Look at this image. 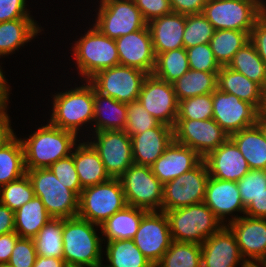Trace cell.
<instances>
[{"mask_svg": "<svg viewBox=\"0 0 266 267\" xmlns=\"http://www.w3.org/2000/svg\"><path fill=\"white\" fill-rule=\"evenodd\" d=\"M186 15L171 12L148 23L155 55L184 47Z\"/></svg>", "mask_w": 266, "mask_h": 267, "instance_id": "25", "label": "cell"}, {"mask_svg": "<svg viewBox=\"0 0 266 267\" xmlns=\"http://www.w3.org/2000/svg\"><path fill=\"white\" fill-rule=\"evenodd\" d=\"M127 121V104L97 93L94 89V132L124 130Z\"/></svg>", "mask_w": 266, "mask_h": 267, "instance_id": "30", "label": "cell"}, {"mask_svg": "<svg viewBox=\"0 0 266 267\" xmlns=\"http://www.w3.org/2000/svg\"><path fill=\"white\" fill-rule=\"evenodd\" d=\"M36 258L37 253L33 238L19 237L8 263L13 267H33Z\"/></svg>", "mask_w": 266, "mask_h": 267, "instance_id": "48", "label": "cell"}, {"mask_svg": "<svg viewBox=\"0 0 266 267\" xmlns=\"http://www.w3.org/2000/svg\"><path fill=\"white\" fill-rule=\"evenodd\" d=\"M259 113L266 115V87L263 89V103Z\"/></svg>", "mask_w": 266, "mask_h": 267, "instance_id": "60", "label": "cell"}, {"mask_svg": "<svg viewBox=\"0 0 266 267\" xmlns=\"http://www.w3.org/2000/svg\"><path fill=\"white\" fill-rule=\"evenodd\" d=\"M172 241L202 244L227 223L204 203L166 210Z\"/></svg>", "mask_w": 266, "mask_h": 267, "instance_id": "3", "label": "cell"}, {"mask_svg": "<svg viewBox=\"0 0 266 267\" xmlns=\"http://www.w3.org/2000/svg\"><path fill=\"white\" fill-rule=\"evenodd\" d=\"M158 264L161 267H201V245L172 241Z\"/></svg>", "mask_w": 266, "mask_h": 267, "instance_id": "40", "label": "cell"}, {"mask_svg": "<svg viewBox=\"0 0 266 267\" xmlns=\"http://www.w3.org/2000/svg\"><path fill=\"white\" fill-rule=\"evenodd\" d=\"M34 196V190L27 174L0 187V203L9 207L13 212L31 201Z\"/></svg>", "mask_w": 266, "mask_h": 267, "instance_id": "41", "label": "cell"}, {"mask_svg": "<svg viewBox=\"0 0 266 267\" xmlns=\"http://www.w3.org/2000/svg\"><path fill=\"white\" fill-rule=\"evenodd\" d=\"M189 69L187 52L183 47L158 54L152 74L172 84Z\"/></svg>", "mask_w": 266, "mask_h": 267, "instance_id": "38", "label": "cell"}, {"mask_svg": "<svg viewBox=\"0 0 266 267\" xmlns=\"http://www.w3.org/2000/svg\"><path fill=\"white\" fill-rule=\"evenodd\" d=\"M93 136L95 140L89 143L98 152L110 178H119L134 164L131 137L124 130L97 131Z\"/></svg>", "mask_w": 266, "mask_h": 267, "instance_id": "13", "label": "cell"}, {"mask_svg": "<svg viewBox=\"0 0 266 267\" xmlns=\"http://www.w3.org/2000/svg\"><path fill=\"white\" fill-rule=\"evenodd\" d=\"M255 125L261 130L264 138L266 139V115L258 113Z\"/></svg>", "mask_w": 266, "mask_h": 267, "instance_id": "58", "label": "cell"}, {"mask_svg": "<svg viewBox=\"0 0 266 267\" xmlns=\"http://www.w3.org/2000/svg\"><path fill=\"white\" fill-rule=\"evenodd\" d=\"M0 267H13L9 263H2L0 264Z\"/></svg>", "mask_w": 266, "mask_h": 267, "instance_id": "63", "label": "cell"}, {"mask_svg": "<svg viewBox=\"0 0 266 267\" xmlns=\"http://www.w3.org/2000/svg\"><path fill=\"white\" fill-rule=\"evenodd\" d=\"M127 205L119 178L85 187L79 197L78 217L97 225Z\"/></svg>", "mask_w": 266, "mask_h": 267, "instance_id": "8", "label": "cell"}, {"mask_svg": "<svg viewBox=\"0 0 266 267\" xmlns=\"http://www.w3.org/2000/svg\"><path fill=\"white\" fill-rule=\"evenodd\" d=\"M49 169L55 174L57 179L64 184V186L80 197L83 188L81 187L79 176L74 164V151L71 155L53 163Z\"/></svg>", "mask_w": 266, "mask_h": 267, "instance_id": "47", "label": "cell"}, {"mask_svg": "<svg viewBox=\"0 0 266 267\" xmlns=\"http://www.w3.org/2000/svg\"><path fill=\"white\" fill-rule=\"evenodd\" d=\"M26 174L24 149L21 140L15 136L0 149V187Z\"/></svg>", "mask_w": 266, "mask_h": 267, "instance_id": "36", "label": "cell"}, {"mask_svg": "<svg viewBox=\"0 0 266 267\" xmlns=\"http://www.w3.org/2000/svg\"><path fill=\"white\" fill-rule=\"evenodd\" d=\"M223 223L234 212L245 215L237 182L209 177L203 201Z\"/></svg>", "mask_w": 266, "mask_h": 267, "instance_id": "24", "label": "cell"}, {"mask_svg": "<svg viewBox=\"0 0 266 267\" xmlns=\"http://www.w3.org/2000/svg\"><path fill=\"white\" fill-rule=\"evenodd\" d=\"M212 101L213 119L229 136L256 124L259 111L234 94L216 89Z\"/></svg>", "mask_w": 266, "mask_h": 267, "instance_id": "16", "label": "cell"}, {"mask_svg": "<svg viewBox=\"0 0 266 267\" xmlns=\"http://www.w3.org/2000/svg\"><path fill=\"white\" fill-rule=\"evenodd\" d=\"M245 215L266 219V190L245 208Z\"/></svg>", "mask_w": 266, "mask_h": 267, "instance_id": "55", "label": "cell"}, {"mask_svg": "<svg viewBox=\"0 0 266 267\" xmlns=\"http://www.w3.org/2000/svg\"><path fill=\"white\" fill-rule=\"evenodd\" d=\"M89 29L72 51L82 78L89 80L99 71L120 65L115 39L102 34L96 27Z\"/></svg>", "mask_w": 266, "mask_h": 267, "instance_id": "5", "label": "cell"}, {"mask_svg": "<svg viewBox=\"0 0 266 267\" xmlns=\"http://www.w3.org/2000/svg\"><path fill=\"white\" fill-rule=\"evenodd\" d=\"M210 177L238 182L249 170V165L236 144L228 138L204 159Z\"/></svg>", "mask_w": 266, "mask_h": 267, "instance_id": "21", "label": "cell"}, {"mask_svg": "<svg viewBox=\"0 0 266 267\" xmlns=\"http://www.w3.org/2000/svg\"><path fill=\"white\" fill-rule=\"evenodd\" d=\"M120 65L134 67L148 74L155 68L156 55L148 25L115 39Z\"/></svg>", "mask_w": 266, "mask_h": 267, "instance_id": "19", "label": "cell"}, {"mask_svg": "<svg viewBox=\"0 0 266 267\" xmlns=\"http://www.w3.org/2000/svg\"><path fill=\"white\" fill-rule=\"evenodd\" d=\"M246 159L250 169L266 170V139L256 126L229 136Z\"/></svg>", "mask_w": 266, "mask_h": 267, "instance_id": "31", "label": "cell"}, {"mask_svg": "<svg viewBox=\"0 0 266 267\" xmlns=\"http://www.w3.org/2000/svg\"><path fill=\"white\" fill-rule=\"evenodd\" d=\"M174 140V128L161 123L158 127L131 136L134 164L151 166Z\"/></svg>", "mask_w": 266, "mask_h": 267, "instance_id": "23", "label": "cell"}, {"mask_svg": "<svg viewBox=\"0 0 266 267\" xmlns=\"http://www.w3.org/2000/svg\"><path fill=\"white\" fill-rule=\"evenodd\" d=\"M33 267H68L63 258L37 255Z\"/></svg>", "mask_w": 266, "mask_h": 267, "instance_id": "57", "label": "cell"}, {"mask_svg": "<svg viewBox=\"0 0 266 267\" xmlns=\"http://www.w3.org/2000/svg\"><path fill=\"white\" fill-rule=\"evenodd\" d=\"M51 218L41 199L34 196L15 211V232L20 237L34 238Z\"/></svg>", "mask_w": 266, "mask_h": 267, "instance_id": "32", "label": "cell"}, {"mask_svg": "<svg viewBox=\"0 0 266 267\" xmlns=\"http://www.w3.org/2000/svg\"><path fill=\"white\" fill-rule=\"evenodd\" d=\"M202 160L203 158L196 151L173 140L150 167L153 174L164 185L192 170Z\"/></svg>", "mask_w": 266, "mask_h": 267, "instance_id": "22", "label": "cell"}, {"mask_svg": "<svg viewBox=\"0 0 266 267\" xmlns=\"http://www.w3.org/2000/svg\"><path fill=\"white\" fill-rule=\"evenodd\" d=\"M249 33L238 30H215L210 47L221 66H227L235 53L249 41Z\"/></svg>", "mask_w": 266, "mask_h": 267, "instance_id": "37", "label": "cell"}, {"mask_svg": "<svg viewBox=\"0 0 266 267\" xmlns=\"http://www.w3.org/2000/svg\"><path fill=\"white\" fill-rule=\"evenodd\" d=\"M217 73L189 69L172 83L178 101L213 93L217 89Z\"/></svg>", "mask_w": 266, "mask_h": 267, "instance_id": "34", "label": "cell"}, {"mask_svg": "<svg viewBox=\"0 0 266 267\" xmlns=\"http://www.w3.org/2000/svg\"><path fill=\"white\" fill-rule=\"evenodd\" d=\"M172 11L183 15L203 12L207 0H170Z\"/></svg>", "mask_w": 266, "mask_h": 267, "instance_id": "52", "label": "cell"}, {"mask_svg": "<svg viewBox=\"0 0 266 267\" xmlns=\"http://www.w3.org/2000/svg\"><path fill=\"white\" fill-rule=\"evenodd\" d=\"M217 89L221 92L231 93L242 101L252 104L260 111L263 103V88L227 66H222L217 73Z\"/></svg>", "mask_w": 266, "mask_h": 267, "instance_id": "26", "label": "cell"}, {"mask_svg": "<svg viewBox=\"0 0 266 267\" xmlns=\"http://www.w3.org/2000/svg\"><path fill=\"white\" fill-rule=\"evenodd\" d=\"M234 216L226 226L234 234L245 262L254 267L266 255V219Z\"/></svg>", "mask_w": 266, "mask_h": 267, "instance_id": "18", "label": "cell"}, {"mask_svg": "<svg viewBox=\"0 0 266 267\" xmlns=\"http://www.w3.org/2000/svg\"><path fill=\"white\" fill-rule=\"evenodd\" d=\"M133 241L152 264H158L172 242L165 212L148 211L143 216Z\"/></svg>", "mask_w": 266, "mask_h": 267, "instance_id": "15", "label": "cell"}, {"mask_svg": "<svg viewBox=\"0 0 266 267\" xmlns=\"http://www.w3.org/2000/svg\"><path fill=\"white\" fill-rule=\"evenodd\" d=\"M127 205L162 211L163 184L150 166L131 165L120 177Z\"/></svg>", "mask_w": 266, "mask_h": 267, "instance_id": "9", "label": "cell"}, {"mask_svg": "<svg viewBox=\"0 0 266 267\" xmlns=\"http://www.w3.org/2000/svg\"><path fill=\"white\" fill-rule=\"evenodd\" d=\"M138 101L158 121L175 127L179 101L171 83L148 74Z\"/></svg>", "mask_w": 266, "mask_h": 267, "instance_id": "17", "label": "cell"}, {"mask_svg": "<svg viewBox=\"0 0 266 267\" xmlns=\"http://www.w3.org/2000/svg\"><path fill=\"white\" fill-rule=\"evenodd\" d=\"M147 76L140 69L117 65L99 71L88 81L97 93L127 104L138 100Z\"/></svg>", "mask_w": 266, "mask_h": 267, "instance_id": "10", "label": "cell"}, {"mask_svg": "<svg viewBox=\"0 0 266 267\" xmlns=\"http://www.w3.org/2000/svg\"><path fill=\"white\" fill-rule=\"evenodd\" d=\"M227 67L243 74L263 89L266 87V64L250 40L235 53Z\"/></svg>", "mask_w": 266, "mask_h": 267, "instance_id": "33", "label": "cell"}, {"mask_svg": "<svg viewBox=\"0 0 266 267\" xmlns=\"http://www.w3.org/2000/svg\"><path fill=\"white\" fill-rule=\"evenodd\" d=\"M106 260L102 267H152V263L141 253L131 239L107 241Z\"/></svg>", "mask_w": 266, "mask_h": 267, "instance_id": "35", "label": "cell"}, {"mask_svg": "<svg viewBox=\"0 0 266 267\" xmlns=\"http://www.w3.org/2000/svg\"><path fill=\"white\" fill-rule=\"evenodd\" d=\"M19 237L15 231L0 235V264L9 262L14 245Z\"/></svg>", "mask_w": 266, "mask_h": 267, "instance_id": "54", "label": "cell"}, {"mask_svg": "<svg viewBox=\"0 0 266 267\" xmlns=\"http://www.w3.org/2000/svg\"><path fill=\"white\" fill-rule=\"evenodd\" d=\"M214 31L213 25L206 19L203 13L186 15L183 33L184 48L187 49L199 44L210 43Z\"/></svg>", "mask_w": 266, "mask_h": 267, "instance_id": "42", "label": "cell"}, {"mask_svg": "<svg viewBox=\"0 0 266 267\" xmlns=\"http://www.w3.org/2000/svg\"><path fill=\"white\" fill-rule=\"evenodd\" d=\"M147 23L172 11L170 0H134Z\"/></svg>", "mask_w": 266, "mask_h": 267, "instance_id": "49", "label": "cell"}, {"mask_svg": "<svg viewBox=\"0 0 266 267\" xmlns=\"http://www.w3.org/2000/svg\"><path fill=\"white\" fill-rule=\"evenodd\" d=\"M53 96L51 125L77 135L79 128L93 122L94 87L88 80L84 85Z\"/></svg>", "mask_w": 266, "mask_h": 267, "instance_id": "4", "label": "cell"}, {"mask_svg": "<svg viewBox=\"0 0 266 267\" xmlns=\"http://www.w3.org/2000/svg\"><path fill=\"white\" fill-rule=\"evenodd\" d=\"M177 119H213L212 93L180 100L178 104Z\"/></svg>", "mask_w": 266, "mask_h": 267, "instance_id": "43", "label": "cell"}, {"mask_svg": "<svg viewBox=\"0 0 266 267\" xmlns=\"http://www.w3.org/2000/svg\"><path fill=\"white\" fill-rule=\"evenodd\" d=\"M161 124L137 100L127 103V121L124 131L131 137Z\"/></svg>", "mask_w": 266, "mask_h": 267, "instance_id": "44", "label": "cell"}, {"mask_svg": "<svg viewBox=\"0 0 266 267\" xmlns=\"http://www.w3.org/2000/svg\"><path fill=\"white\" fill-rule=\"evenodd\" d=\"M229 138L214 119H176L174 140L196 151L203 159Z\"/></svg>", "mask_w": 266, "mask_h": 267, "instance_id": "14", "label": "cell"}, {"mask_svg": "<svg viewBox=\"0 0 266 267\" xmlns=\"http://www.w3.org/2000/svg\"><path fill=\"white\" fill-rule=\"evenodd\" d=\"M78 135L46 124L29 138L21 139L26 169L49 168L59 159L71 155L77 145ZM73 149V150H72Z\"/></svg>", "mask_w": 266, "mask_h": 267, "instance_id": "2", "label": "cell"}, {"mask_svg": "<svg viewBox=\"0 0 266 267\" xmlns=\"http://www.w3.org/2000/svg\"><path fill=\"white\" fill-rule=\"evenodd\" d=\"M26 0H0V23L20 18H32L25 8Z\"/></svg>", "mask_w": 266, "mask_h": 267, "instance_id": "50", "label": "cell"}, {"mask_svg": "<svg viewBox=\"0 0 266 267\" xmlns=\"http://www.w3.org/2000/svg\"><path fill=\"white\" fill-rule=\"evenodd\" d=\"M74 149V164L82 188L97 185L110 179L98 152L89 141L79 142Z\"/></svg>", "mask_w": 266, "mask_h": 267, "instance_id": "27", "label": "cell"}, {"mask_svg": "<svg viewBox=\"0 0 266 267\" xmlns=\"http://www.w3.org/2000/svg\"><path fill=\"white\" fill-rule=\"evenodd\" d=\"M210 175L202 160L195 168L163 185L162 211L202 203Z\"/></svg>", "mask_w": 266, "mask_h": 267, "instance_id": "12", "label": "cell"}, {"mask_svg": "<svg viewBox=\"0 0 266 267\" xmlns=\"http://www.w3.org/2000/svg\"><path fill=\"white\" fill-rule=\"evenodd\" d=\"M260 264V266H259ZM254 267H266V255Z\"/></svg>", "mask_w": 266, "mask_h": 267, "instance_id": "62", "label": "cell"}, {"mask_svg": "<svg viewBox=\"0 0 266 267\" xmlns=\"http://www.w3.org/2000/svg\"><path fill=\"white\" fill-rule=\"evenodd\" d=\"M7 103L8 101L0 108V149L16 136L11 128L10 116L7 114Z\"/></svg>", "mask_w": 266, "mask_h": 267, "instance_id": "53", "label": "cell"}, {"mask_svg": "<svg viewBox=\"0 0 266 267\" xmlns=\"http://www.w3.org/2000/svg\"><path fill=\"white\" fill-rule=\"evenodd\" d=\"M34 195L39 197L52 218L78 216L79 197L57 179L49 168L26 169Z\"/></svg>", "mask_w": 266, "mask_h": 267, "instance_id": "6", "label": "cell"}, {"mask_svg": "<svg viewBox=\"0 0 266 267\" xmlns=\"http://www.w3.org/2000/svg\"><path fill=\"white\" fill-rule=\"evenodd\" d=\"M42 30L32 18H20L0 23V58L15 53Z\"/></svg>", "mask_w": 266, "mask_h": 267, "instance_id": "29", "label": "cell"}, {"mask_svg": "<svg viewBox=\"0 0 266 267\" xmlns=\"http://www.w3.org/2000/svg\"><path fill=\"white\" fill-rule=\"evenodd\" d=\"M10 85H0V108L8 101L9 99V87Z\"/></svg>", "mask_w": 266, "mask_h": 267, "instance_id": "59", "label": "cell"}, {"mask_svg": "<svg viewBox=\"0 0 266 267\" xmlns=\"http://www.w3.org/2000/svg\"><path fill=\"white\" fill-rule=\"evenodd\" d=\"M15 231V212L0 203V235Z\"/></svg>", "mask_w": 266, "mask_h": 267, "instance_id": "56", "label": "cell"}, {"mask_svg": "<svg viewBox=\"0 0 266 267\" xmlns=\"http://www.w3.org/2000/svg\"><path fill=\"white\" fill-rule=\"evenodd\" d=\"M239 263L241 267H250L241 256L234 234L226 225L201 244V267H237Z\"/></svg>", "mask_w": 266, "mask_h": 267, "instance_id": "20", "label": "cell"}, {"mask_svg": "<svg viewBox=\"0 0 266 267\" xmlns=\"http://www.w3.org/2000/svg\"><path fill=\"white\" fill-rule=\"evenodd\" d=\"M260 58L266 64V12L255 22L249 35Z\"/></svg>", "mask_w": 266, "mask_h": 267, "instance_id": "51", "label": "cell"}, {"mask_svg": "<svg viewBox=\"0 0 266 267\" xmlns=\"http://www.w3.org/2000/svg\"><path fill=\"white\" fill-rule=\"evenodd\" d=\"M266 12V2L252 0H207L203 9L214 30L251 33L255 22Z\"/></svg>", "mask_w": 266, "mask_h": 267, "instance_id": "7", "label": "cell"}, {"mask_svg": "<svg viewBox=\"0 0 266 267\" xmlns=\"http://www.w3.org/2000/svg\"><path fill=\"white\" fill-rule=\"evenodd\" d=\"M152 267H161L159 264H153Z\"/></svg>", "mask_w": 266, "mask_h": 267, "instance_id": "64", "label": "cell"}, {"mask_svg": "<svg viewBox=\"0 0 266 267\" xmlns=\"http://www.w3.org/2000/svg\"><path fill=\"white\" fill-rule=\"evenodd\" d=\"M189 68L203 72H219L221 65L216 60L210 44H199L186 49Z\"/></svg>", "mask_w": 266, "mask_h": 267, "instance_id": "46", "label": "cell"}, {"mask_svg": "<svg viewBox=\"0 0 266 267\" xmlns=\"http://www.w3.org/2000/svg\"><path fill=\"white\" fill-rule=\"evenodd\" d=\"M63 218H51L33 238L37 255L63 257Z\"/></svg>", "mask_w": 266, "mask_h": 267, "instance_id": "39", "label": "cell"}, {"mask_svg": "<svg viewBox=\"0 0 266 267\" xmlns=\"http://www.w3.org/2000/svg\"><path fill=\"white\" fill-rule=\"evenodd\" d=\"M99 7L93 26L111 39L148 25L134 0H100Z\"/></svg>", "mask_w": 266, "mask_h": 267, "instance_id": "11", "label": "cell"}, {"mask_svg": "<svg viewBox=\"0 0 266 267\" xmlns=\"http://www.w3.org/2000/svg\"><path fill=\"white\" fill-rule=\"evenodd\" d=\"M147 212L145 209L126 205L100 224L99 228L107 241L133 240Z\"/></svg>", "mask_w": 266, "mask_h": 267, "instance_id": "28", "label": "cell"}, {"mask_svg": "<svg viewBox=\"0 0 266 267\" xmlns=\"http://www.w3.org/2000/svg\"><path fill=\"white\" fill-rule=\"evenodd\" d=\"M241 200L246 208L266 190V170L250 169L238 182Z\"/></svg>", "mask_w": 266, "mask_h": 267, "instance_id": "45", "label": "cell"}, {"mask_svg": "<svg viewBox=\"0 0 266 267\" xmlns=\"http://www.w3.org/2000/svg\"><path fill=\"white\" fill-rule=\"evenodd\" d=\"M95 223L77 217L63 219V259L68 267H102V241Z\"/></svg>", "mask_w": 266, "mask_h": 267, "instance_id": "1", "label": "cell"}, {"mask_svg": "<svg viewBox=\"0 0 266 267\" xmlns=\"http://www.w3.org/2000/svg\"><path fill=\"white\" fill-rule=\"evenodd\" d=\"M2 68L0 66V85H8L7 81H6V78L4 77L5 75H3V72H2Z\"/></svg>", "mask_w": 266, "mask_h": 267, "instance_id": "61", "label": "cell"}]
</instances>
